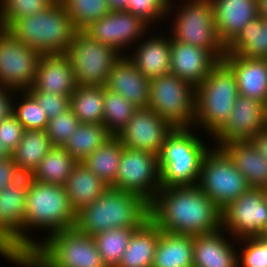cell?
<instances>
[{"mask_svg":"<svg viewBox=\"0 0 267 267\" xmlns=\"http://www.w3.org/2000/svg\"><path fill=\"white\" fill-rule=\"evenodd\" d=\"M149 209V218L165 232L197 235L222 228V210L197 185L161 188Z\"/></svg>","mask_w":267,"mask_h":267,"instance_id":"6da1fadb","label":"cell"},{"mask_svg":"<svg viewBox=\"0 0 267 267\" xmlns=\"http://www.w3.org/2000/svg\"><path fill=\"white\" fill-rule=\"evenodd\" d=\"M76 212L62 185L41 183L28 176L25 223L23 224V260L50 235L75 228ZM48 232L44 238L31 237L33 230ZM31 230V231H29ZM39 240V241H38Z\"/></svg>","mask_w":267,"mask_h":267,"instance_id":"7a4b0ae2","label":"cell"},{"mask_svg":"<svg viewBox=\"0 0 267 267\" xmlns=\"http://www.w3.org/2000/svg\"><path fill=\"white\" fill-rule=\"evenodd\" d=\"M142 196L108 187L92 204L76 213L75 228L88 236L114 228H138L149 218Z\"/></svg>","mask_w":267,"mask_h":267,"instance_id":"3957f363","label":"cell"},{"mask_svg":"<svg viewBox=\"0 0 267 267\" xmlns=\"http://www.w3.org/2000/svg\"><path fill=\"white\" fill-rule=\"evenodd\" d=\"M194 130L174 128L166 137L158 155L162 188L197 185L203 158L211 147Z\"/></svg>","mask_w":267,"mask_h":267,"instance_id":"277c9868","label":"cell"},{"mask_svg":"<svg viewBox=\"0 0 267 267\" xmlns=\"http://www.w3.org/2000/svg\"><path fill=\"white\" fill-rule=\"evenodd\" d=\"M6 30L42 55L65 54L77 33L59 0L45 11L16 19Z\"/></svg>","mask_w":267,"mask_h":267,"instance_id":"5b68a950","label":"cell"},{"mask_svg":"<svg viewBox=\"0 0 267 267\" xmlns=\"http://www.w3.org/2000/svg\"><path fill=\"white\" fill-rule=\"evenodd\" d=\"M237 97L235 74L221 60L195 88L193 127L202 128L212 138L227 122Z\"/></svg>","mask_w":267,"mask_h":267,"instance_id":"8992f818","label":"cell"},{"mask_svg":"<svg viewBox=\"0 0 267 267\" xmlns=\"http://www.w3.org/2000/svg\"><path fill=\"white\" fill-rule=\"evenodd\" d=\"M19 267H106L92 236L71 228L46 237Z\"/></svg>","mask_w":267,"mask_h":267,"instance_id":"52a82bcc","label":"cell"},{"mask_svg":"<svg viewBox=\"0 0 267 267\" xmlns=\"http://www.w3.org/2000/svg\"><path fill=\"white\" fill-rule=\"evenodd\" d=\"M175 5V0H170L167 17L172 15L175 19H171L173 27L170 36L178 42L206 47L221 61L226 47L217 35L211 0H182V6ZM173 10H176L175 14Z\"/></svg>","mask_w":267,"mask_h":267,"instance_id":"ba28073f","label":"cell"},{"mask_svg":"<svg viewBox=\"0 0 267 267\" xmlns=\"http://www.w3.org/2000/svg\"><path fill=\"white\" fill-rule=\"evenodd\" d=\"M148 107L174 128H191L195 119V87L171 73L152 78Z\"/></svg>","mask_w":267,"mask_h":267,"instance_id":"9c48e42d","label":"cell"},{"mask_svg":"<svg viewBox=\"0 0 267 267\" xmlns=\"http://www.w3.org/2000/svg\"><path fill=\"white\" fill-rule=\"evenodd\" d=\"M197 186L221 210L250 188L230 157L214 146L203 158Z\"/></svg>","mask_w":267,"mask_h":267,"instance_id":"30bf717a","label":"cell"},{"mask_svg":"<svg viewBox=\"0 0 267 267\" xmlns=\"http://www.w3.org/2000/svg\"><path fill=\"white\" fill-rule=\"evenodd\" d=\"M71 62L77 86H105L114 62L121 56L113 47L77 31L65 53Z\"/></svg>","mask_w":267,"mask_h":267,"instance_id":"8fae6325","label":"cell"},{"mask_svg":"<svg viewBox=\"0 0 267 267\" xmlns=\"http://www.w3.org/2000/svg\"><path fill=\"white\" fill-rule=\"evenodd\" d=\"M28 176L0 190V256L18 266L23 261Z\"/></svg>","mask_w":267,"mask_h":267,"instance_id":"7c38bea8","label":"cell"},{"mask_svg":"<svg viewBox=\"0 0 267 267\" xmlns=\"http://www.w3.org/2000/svg\"><path fill=\"white\" fill-rule=\"evenodd\" d=\"M112 188L138 194L150 203L162 188L158 156L124 147Z\"/></svg>","mask_w":267,"mask_h":267,"instance_id":"4fadbf2b","label":"cell"},{"mask_svg":"<svg viewBox=\"0 0 267 267\" xmlns=\"http://www.w3.org/2000/svg\"><path fill=\"white\" fill-rule=\"evenodd\" d=\"M41 56L0 28V85L14 91L28 90L34 84Z\"/></svg>","mask_w":267,"mask_h":267,"instance_id":"5bb4252c","label":"cell"},{"mask_svg":"<svg viewBox=\"0 0 267 267\" xmlns=\"http://www.w3.org/2000/svg\"><path fill=\"white\" fill-rule=\"evenodd\" d=\"M266 189L249 188L222 210V228L235 240L261 236L267 219Z\"/></svg>","mask_w":267,"mask_h":267,"instance_id":"9a60e30c","label":"cell"},{"mask_svg":"<svg viewBox=\"0 0 267 267\" xmlns=\"http://www.w3.org/2000/svg\"><path fill=\"white\" fill-rule=\"evenodd\" d=\"M152 30L141 17L125 10L111 11L93 22L84 32L93 40L113 47L121 55ZM126 49V50H125Z\"/></svg>","mask_w":267,"mask_h":267,"instance_id":"2e32d148","label":"cell"},{"mask_svg":"<svg viewBox=\"0 0 267 267\" xmlns=\"http://www.w3.org/2000/svg\"><path fill=\"white\" fill-rule=\"evenodd\" d=\"M174 127L149 107L138 108L116 136L124 147L159 155Z\"/></svg>","mask_w":267,"mask_h":267,"instance_id":"e0dca14e","label":"cell"},{"mask_svg":"<svg viewBox=\"0 0 267 267\" xmlns=\"http://www.w3.org/2000/svg\"><path fill=\"white\" fill-rule=\"evenodd\" d=\"M267 127L266 104L259 100L238 94L230 117L223 127L213 136L214 147L227 142L251 140L258 132Z\"/></svg>","mask_w":267,"mask_h":267,"instance_id":"ac0fdd59","label":"cell"},{"mask_svg":"<svg viewBox=\"0 0 267 267\" xmlns=\"http://www.w3.org/2000/svg\"><path fill=\"white\" fill-rule=\"evenodd\" d=\"M220 60L206 47L178 42L171 37L170 73L195 88L203 82Z\"/></svg>","mask_w":267,"mask_h":267,"instance_id":"d6986e66","label":"cell"},{"mask_svg":"<svg viewBox=\"0 0 267 267\" xmlns=\"http://www.w3.org/2000/svg\"><path fill=\"white\" fill-rule=\"evenodd\" d=\"M137 108H147L150 100V79L134 65L128 55H121L113 64L105 84Z\"/></svg>","mask_w":267,"mask_h":267,"instance_id":"ffe728a7","label":"cell"},{"mask_svg":"<svg viewBox=\"0 0 267 267\" xmlns=\"http://www.w3.org/2000/svg\"><path fill=\"white\" fill-rule=\"evenodd\" d=\"M226 233L221 228L217 232L193 235V267H238L237 240Z\"/></svg>","mask_w":267,"mask_h":267,"instance_id":"44dd1931","label":"cell"},{"mask_svg":"<svg viewBox=\"0 0 267 267\" xmlns=\"http://www.w3.org/2000/svg\"><path fill=\"white\" fill-rule=\"evenodd\" d=\"M218 38L226 47L251 20L259 17L258 0H211Z\"/></svg>","mask_w":267,"mask_h":267,"instance_id":"7402d4cb","label":"cell"},{"mask_svg":"<svg viewBox=\"0 0 267 267\" xmlns=\"http://www.w3.org/2000/svg\"><path fill=\"white\" fill-rule=\"evenodd\" d=\"M133 46L134 51L126 55L133 61L136 68L148 79L167 75L171 64V36L157 34L149 35ZM146 38V39H145ZM144 39V40H143Z\"/></svg>","mask_w":267,"mask_h":267,"instance_id":"603a6c76","label":"cell"},{"mask_svg":"<svg viewBox=\"0 0 267 267\" xmlns=\"http://www.w3.org/2000/svg\"><path fill=\"white\" fill-rule=\"evenodd\" d=\"M32 87L42 92L71 97L77 84L69 57L66 54L42 55Z\"/></svg>","mask_w":267,"mask_h":267,"instance_id":"cb8c5ba5","label":"cell"},{"mask_svg":"<svg viewBox=\"0 0 267 267\" xmlns=\"http://www.w3.org/2000/svg\"><path fill=\"white\" fill-rule=\"evenodd\" d=\"M222 61L235 74L238 94L267 105V59L225 54Z\"/></svg>","mask_w":267,"mask_h":267,"instance_id":"d4e9b609","label":"cell"},{"mask_svg":"<svg viewBox=\"0 0 267 267\" xmlns=\"http://www.w3.org/2000/svg\"><path fill=\"white\" fill-rule=\"evenodd\" d=\"M220 148L230 157L250 188L267 190V159L250 140L227 142Z\"/></svg>","mask_w":267,"mask_h":267,"instance_id":"484cf974","label":"cell"},{"mask_svg":"<svg viewBox=\"0 0 267 267\" xmlns=\"http://www.w3.org/2000/svg\"><path fill=\"white\" fill-rule=\"evenodd\" d=\"M160 230L148 218L134 231L117 267H152Z\"/></svg>","mask_w":267,"mask_h":267,"instance_id":"4316f807","label":"cell"},{"mask_svg":"<svg viewBox=\"0 0 267 267\" xmlns=\"http://www.w3.org/2000/svg\"><path fill=\"white\" fill-rule=\"evenodd\" d=\"M108 187L82 162L77 163L64 184L69 203L76 213L84 206L92 204Z\"/></svg>","mask_w":267,"mask_h":267,"instance_id":"83f0119b","label":"cell"},{"mask_svg":"<svg viewBox=\"0 0 267 267\" xmlns=\"http://www.w3.org/2000/svg\"><path fill=\"white\" fill-rule=\"evenodd\" d=\"M152 267H193V235L160 230Z\"/></svg>","mask_w":267,"mask_h":267,"instance_id":"f1b7e54d","label":"cell"},{"mask_svg":"<svg viewBox=\"0 0 267 267\" xmlns=\"http://www.w3.org/2000/svg\"><path fill=\"white\" fill-rule=\"evenodd\" d=\"M226 54L267 59V20L259 16L247 23L226 46Z\"/></svg>","mask_w":267,"mask_h":267,"instance_id":"f546056e","label":"cell"},{"mask_svg":"<svg viewBox=\"0 0 267 267\" xmlns=\"http://www.w3.org/2000/svg\"><path fill=\"white\" fill-rule=\"evenodd\" d=\"M46 130H24L18 146L11 157L24 176H30L40 161L52 148Z\"/></svg>","mask_w":267,"mask_h":267,"instance_id":"4dcf8cb0","label":"cell"},{"mask_svg":"<svg viewBox=\"0 0 267 267\" xmlns=\"http://www.w3.org/2000/svg\"><path fill=\"white\" fill-rule=\"evenodd\" d=\"M123 150L124 146L120 140L116 136H112L88 155L82 164L109 187H112L115 184Z\"/></svg>","mask_w":267,"mask_h":267,"instance_id":"1f68e13d","label":"cell"},{"mask_svg":"<svg viewBox=\"0 0 267 267\" xmlns=\"http://www.w3.org/2000/svg\"><path fill=\"white\" fill-rule=\"evenodd\" d=\"M77 163L63 147H52L29 177L37 182L64 186Z\"/></svg>","mask_w":267,"mask_h":267,"instance_id":"d6a6232c","label":"cell"},{"mask_svg":"<svg viewBox=\"0 0 267 267\" xmlns=\"http://www.w3.org/2000/svg\"><path fill=\"white\" fill-rule=\"evenodd\" d=\"M105 86H77L70 107L81 123L103 124Z\"/></svg>","mask_w":267,"mask_h":267,"instance_id":"836d02e7","label":"cell"},{"mask_svg":"<svg viewBox=\"0 0 267 267\" xmlns=\"http://www.w3.org/2000/svg\"><path fill=\"white\" fill-rule=\"evenodd\" d=\"M111 137L104 124L81 123L63 148L77 162H82Z\"/></svg>","mask_w":267,"mask_h":267,"instance_id":"e575fe53","label":"cell"},{"mask_svg":"<svg viewBox=\"0 0 267 267\" xmlns=\"http://www.w3.org/2000/svg\"><path fill=\"white\" fill-rule=\"evenodd\" d=\"M137 228H114L93 236L106 267H117Z\"/></svg>","mask_w":267,"mask_h":267,"instance_id":"d590c367","label":"cell"},{"mask_svg":"<svg viewBox=\"0 0 267 267\" xmlns=\"http://www.w3.org/2000/svg\"><path fill=\"white\" fill-rule=\"evenodd\" d=\"M103 106V124L112 136L118 135L138 109L121 94L107 89L106 87L104 88Z\"/></svg>","mask_w":267,"mask_h":267,"instance_id":"8d00e7d4","label":"cell"},{"mask_svg":"<svg viewBox=\"0 0 267 267\" xmlns=\"http://www.w3.org/2000/svg\"><path fill=\"white\" fill-rule=\"evenodd\" d=\"M77 31H84L93 22L111 12L107 0H59Z\"/></svg>","mask_w":267,"mask_h":267,"instance_id":"74e56055","label":"cell"},{"mask_svg":"<svg viewBox=\"0 0 267 267\" xmlns=\"http://www.w3.org/2000/svg\"><path fill=\"white\" fill-rule=\"evenodd\" d=\"M14 96L12 113L22 124L24 130H46L49 119L36 99L27 90L15 91Z\"/></svg>","mask_w":267,"mask_h":267,"instance_id":"f35d334b","label":"cell"},{"mask_svg":"<svg viewBox=\"0 0 267 267\" xmlns=\"http://www.w3.org/2000/svg\"><path fill=\"white\" fill-rule=\"evenodd\" d=\"M57 0H0V28L6 29L18 18L47 10Z\"/></svg>","mask_w":267,"mask_h":267,"instance_id":"ab89813d","label":"cell"},{"mask_svg":"<svg viewBox=\"0 0 267 267\" xmlns=\"http://www.w3.org/2000/svg\"><path fill=\"white\" fill-rule=\"evenodd\" d=\"M80 124L81 122L73 113L71 107L49 119L46 132L52 146L63 147Z\"/></svg>","mask_w":267,"mask_h":267,"instance_id":"60d3db41","label":"cell"},{"mask_svg":"<svg viewBox=\"0 0 267 267\" xmlns=\"http://www.w3.org/2000/svg\"><path fill=\"white\" fill-rule=\"evenodd\" d=\"M236 242L242 244L237 250L238 267H267V238L258 236Z\"/></svg>","mask_w":267,"mask_h":267,"instance_id":"b9f144b4","label":"cell"},{"mask_svg":"<svg viewBox=\"0 0 267 267\" xmlns=\"http://www.w3.org/2000/svg\"><path fill=\"white\" fill-rule=\"evenodd\" d=\"M169 3L170 0H129L125 11L141 17L150 26L157 25L167 18Z\"/></svg>","mask_w":267,"mask_h":267,"instance_id":"7bdbcfd3","label":"cell"},{"mask_svg":"<svg viewBox=\"0 0 267 267\" xmlns=\"http://www.w3.org/2000/svg\"><path fill=\"white\" fill-rule=\"evenodd\" d=\"M27 91L36 99L48 119L54 118L70 107V96L42 92L35 90L33 87H30Z\"/></svg>","mask_w":267,"mask_h":267,"instance_id":"ee69618b","label":"cell"},{"mask_svg":"<svg viewBox=\"0 0 267 267\" xmlns=\"http://www.w3.org/2000/svg\"><path fill=\"white\" fill-rule=\"evenodd\" d=\"M23 132L24 128L22 124L13 113L0 121V143H2L10 154L18 146Z\"/></svg>","mask_w":267,"mask_h":267,"instance_id":"f6af8a7d","label":"cell"},{"mask_svg":"<svg viewBox=\"0 0 267 267\" xmlns=\"http://www.w3.org/2000/svg\"><path fill=\"white\" fill-rule=\"evenodd\" d=\"M23 176L11 156L0 159V190L14 184Z\"/></svg>","mask_w":267,"mask_h":267,"instance_id":"bcb514c9","label":"cell"},{"mask_svg":"<svg viewBox=\"0 0 267 267\" xmlns=\"http://www.w3.org/2000/svg\"><path fill=\"white\" fill-rule=\"evenodd\" d=\"M14 90L0 85V121L12 113Z\"/></svg>","mask_w":267,"mask_h":267,"instance_id":"7dc6e473","label":"cell"},{"mask_svg":"<svg viewBox=\"0 0 267 267\" xmlns=\"http://www.w3.org/2000/svg\"><path fill=\"white\" fill-rule=\"evenodd\" d=\"M250 141L257 151L267 159V127L258 132Z\"/></svg>","mask_w":267,"mask_h":267,"instance_id":"c3c4849f","label":"cell"},{"mask_svg":"<svg viewBox=\"0 0 267 267\" xmlns=\"http://www.w3.org/2000/svg\"><path fill=\"white\" fill-rule=\"evenodd\" d=\"M129 0H107L111 11L126 10Z\"/></svg>","mask_w":267,"mask_h":267,"instance_id":"681fc988","label":"cell"},{"mask_svg":"<svg viewBox=\"0 0 267 267\" xmlns=\"http://www.w3.org/2000/svg\"><path fill=\"white\" fill-rule=\"evenodd\" d=\"M259 15L267 20V0H258Z\"/></svg>","mask_w":267,"mask_h":267,"instance_id":"f907efd6","label":"cell"},{"mask_svg":"<svg viewBox=\"0 0 267 267\" xmlns=\"http://www.w3.org/2000/svg\"><path fill=\"white\" fill-rule=\"evenodd\" d=\"M10 156L11 154L9 153V151L6 150L2 143H0V159L9 158Z\"/></svg>","mask_w":267,"mask_h":267,"instance_id":"816d5d0a","label":"cell"},{"mask_svg":"<svg viewBox=\"0 0 267 267\" xmlns=\"http://www.w3.org/2000/svg\"><path fill=\"white\" fill-rule=\"evenodd\" d=\"M265 199H266V203H267V190H266ZM261 236L264 237V238H267V219H266V222L264 224V232H263V234Z\"/></svg>","mask_w":267,"mask_h":267,"instance_id":"f5cc1de1","label":"cell"}]
</instances>
